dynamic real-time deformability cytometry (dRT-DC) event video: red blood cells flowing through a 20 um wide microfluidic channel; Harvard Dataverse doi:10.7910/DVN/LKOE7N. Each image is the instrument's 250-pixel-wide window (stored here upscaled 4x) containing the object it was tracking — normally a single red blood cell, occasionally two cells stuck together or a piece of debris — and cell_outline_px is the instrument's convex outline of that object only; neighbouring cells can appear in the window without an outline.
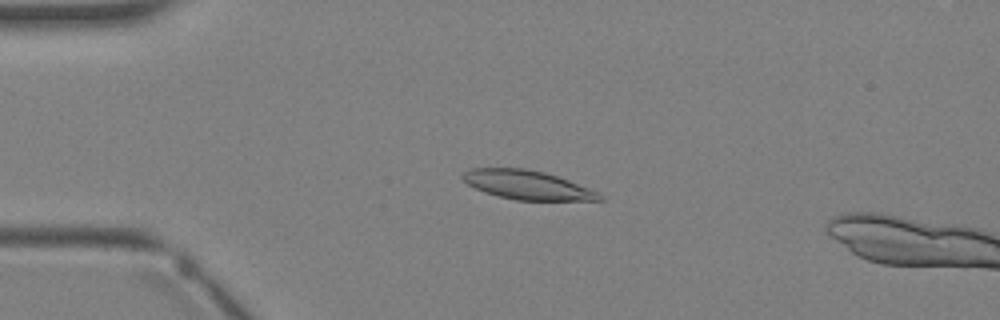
{"species": "Egyptian fruit bat (a non-hibernating species)", "species_latin": "Rousettus aegyptiacus", "temperature_condition": "warm", "stored_images_in_passage": 3, "camera_frame_rate_fps": 3000, "um_per_image_px": 0.085, "animal": {"sex": "female"}, "frame": {"image": 1, "passage_image": 2, "time_ms": 1.0, "image_size_px": [1000, 320], "cell_outline_px": [[604, 200], [516, 200], [484, 192], [468, 184], [460, 176], [468, 168], [524, 168], [544, 172], [568, 180], [588, 188], [604, 196]], "centroid_in_image_um": [44.79, 15.71], "position_along_channel_um": 40.2, "area_um2": 22.83}}